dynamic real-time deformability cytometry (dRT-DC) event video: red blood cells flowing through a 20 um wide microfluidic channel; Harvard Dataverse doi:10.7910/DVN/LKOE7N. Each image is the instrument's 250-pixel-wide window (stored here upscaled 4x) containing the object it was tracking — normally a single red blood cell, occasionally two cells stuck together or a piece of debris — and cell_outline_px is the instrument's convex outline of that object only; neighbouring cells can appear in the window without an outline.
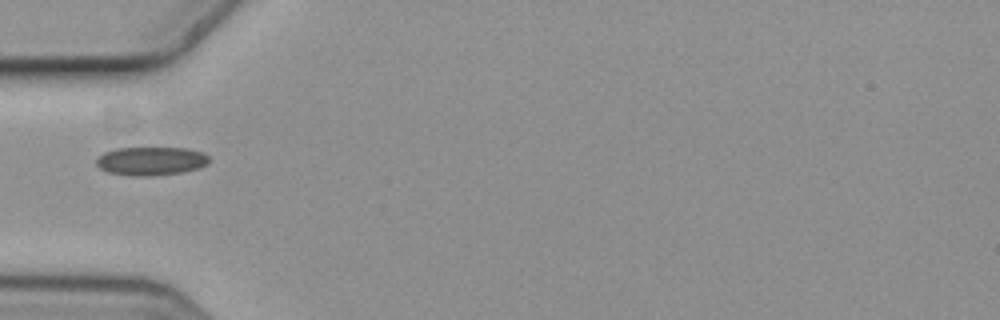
{"species": "common noctule bat (a hibernating species)", "species_latin": "Nyctalus noctula", "temperature_condition": "cold", "stored_images_in_passage": 4, "camera_frame_rate_fps": 3000, "um_per_image_px": 0.085, "animal": {"sex": "female", "body_mass_g": 19.3, "forearm_length_mm": 54.1}, "frame": {"image": 1, "passage_image": 1, "time_ms": 0.0, "image_size_px": [1000, 320], "cell_outline_px": [[208, 164], [196, 168], [180, 172], [144, 176], [132, 176], [108, 172], [100, 168], [96, 164], [96, 160], [104, 152], [116, 148], [188, 148], [204, 152], [208, 156]], "centroid_in_image_um": [12.82, 13.67], "position_along_channel_um": 72.2, "area_um2": 18.55}}
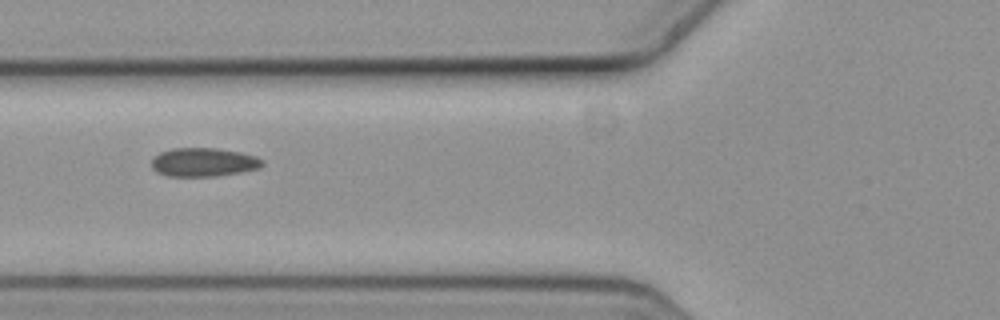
{"frame": {"image": 2, "passage_image": 2, "time_ms": 0.333, "image_size_px": [1000, 320], "cell_outline_px": [[264, 164], [260, 168], [240, 172], [216, 176], [168, 176], [156, 172], [152, 168], [152, 156], [160, 152], [172, 148], [216, 148], [240, 152], [256, 156], [264, 160]], "centroid_in_image_um": [17.29, 13.78], "position_along_channel_um": 108.5, "area_um2": 18.67}}